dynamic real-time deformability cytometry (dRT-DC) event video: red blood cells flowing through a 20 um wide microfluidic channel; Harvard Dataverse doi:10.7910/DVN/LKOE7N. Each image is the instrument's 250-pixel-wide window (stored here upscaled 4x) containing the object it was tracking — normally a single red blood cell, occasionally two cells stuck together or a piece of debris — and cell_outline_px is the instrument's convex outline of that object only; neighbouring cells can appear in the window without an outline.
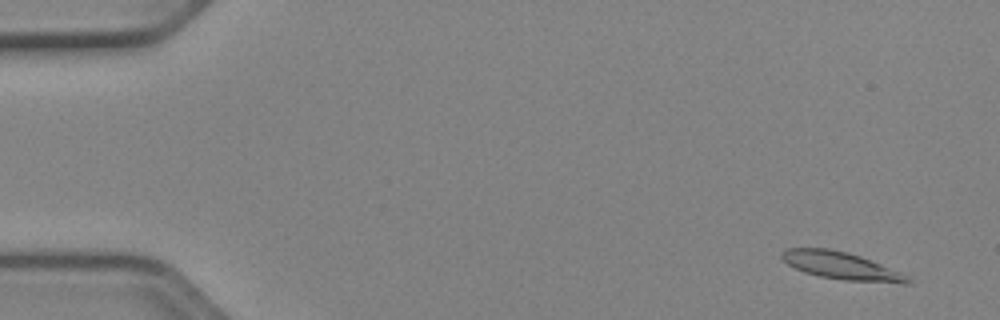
{"species": "Egyptian fruit bat (a non-hibernating species)", "species_latin": "Rousettus aegyptiacus", "temperature_condition": "cold", "stored_images_in_passage": 11, "camera_frame_rate_fps": 3000, "um_per_image_px": 0.085, "animal": {"sex": "female"}, "frame": {"image": 1, "passage_image": 4, "time_ms": 1.0, "image_size_px": [1000, 320], "cell_outline_px": [[912, 284], [904, 284], [844, 280], [820, 276], [804, 272], [788, 264], [780, 256], [780, 252], [788, 248], [828, 248], [848, 252], [860, 256], [900, 272], [908, 276]], "centroid_in_image_um": [71.51, 22.59], "position_along_channel_um": 13.5, "area_um2": 20.06}}